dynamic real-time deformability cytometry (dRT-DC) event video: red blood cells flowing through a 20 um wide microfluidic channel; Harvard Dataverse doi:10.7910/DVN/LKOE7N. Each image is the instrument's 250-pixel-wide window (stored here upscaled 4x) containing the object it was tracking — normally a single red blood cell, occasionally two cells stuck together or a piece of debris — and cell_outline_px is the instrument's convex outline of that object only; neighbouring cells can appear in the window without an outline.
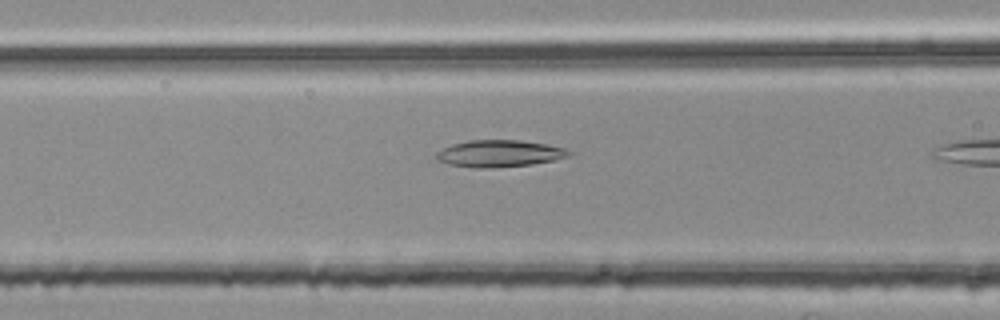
{"species": "common noctule bat (a hibernating species)", "species_latin": "Nyctalus noctula", "temperature_condition": "room temperature", "stored_images_in_passage": 5, "camera_frame_rate_fps": 3000, "um_per_image_px": 0.085, "animal": {"sex": "female", "body_mass_g": 25.1}, "frame": {"image": 1, "passage_image": 4, "time_ms": 1.0, "image_size_px": [1000, 320], "cell_outline_px": [[572, 152], [568, 156], [552, 160], [532, 164], [492, 168], [472, 168], [448, 164], [436, 160], [436, 152], [452, 144], [468, 140], [520, 140], [544, 144], [564, 148]], "centroid_in_image_um": [42.39, 13.05], "position_along_channel_um": 124.2, "area_um2": 20.69}}